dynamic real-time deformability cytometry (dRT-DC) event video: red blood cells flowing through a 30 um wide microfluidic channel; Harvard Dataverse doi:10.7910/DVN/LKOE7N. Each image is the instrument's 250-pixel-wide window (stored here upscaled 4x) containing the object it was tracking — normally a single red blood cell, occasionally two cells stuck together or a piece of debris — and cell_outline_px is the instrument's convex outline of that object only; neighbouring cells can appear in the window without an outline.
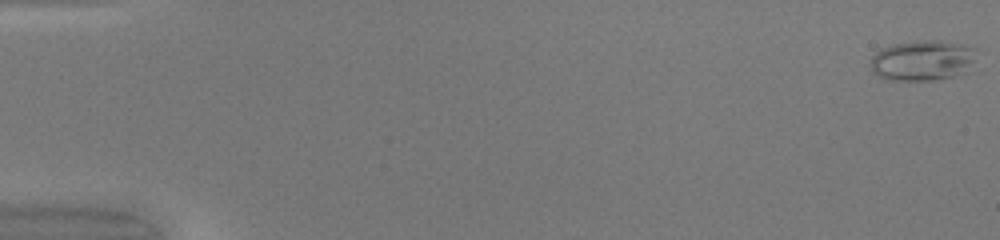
{"species": "common noctule bat (a hibernating species)", "species_latin": "Nyctalus noctula", "temperature_condition": "warm", "stored_images_in_passage": 50, "camera_frame_rate_fps": 3000, "um_per_image_px": 0.085, "animal": {"sex": "female", "body_mass_g": 20.0, "forearm_length_mm": 54.0}, "frame": {"image": 1, "passage_image": 1, "time_ms": 0.0, "image_size_px": [1000, 240], "cell_outline_px": [[976, 48], [972, 60], [964, 72], [952, 76], [936, 80], [884, 80], [872, 72], [872, 56], [880, 48], [892, 44], [924, 40], [944, 40], [964, 44]], "centroid_in_image_um": [78.37, 5.12], "position_along_channel_um": 6.6, "area_um2": 24.91}}
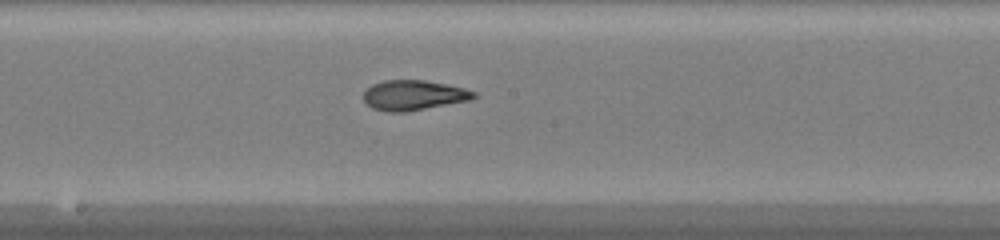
{"frame": {"image": 2, "passage_image": 28, "time_ms": 9.0, "image_size_px": [1000, 240], "cell_outline_px": [[476, 96], [468, 100], [404, 112], [388, 112], [372, 108], [364, 100], [364, 92], [372, 84], [384, 80], [424, 80], [464, 88], [476, 92]], "centroid_in_image_um": [35.12, 8.09], "position_along_channel_um": 213.1, "area_um2": 18.96}}
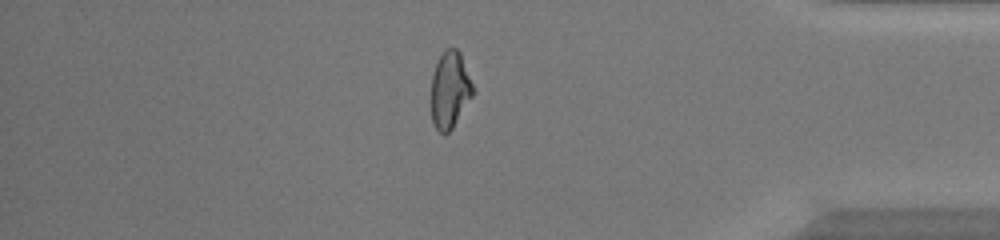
{"frame": {"image": 3, "passage_image": 43, "time_ms": 14.0, "image_size_px": [1000, 240], "cell_outline_px": [[472, 96], [452, 128], [448, 132], [440, 132], [436, 128], [432, 120], [428, 100], [432, 76], [436, 64], [440, 56], [448, 48], [456, 48], [460, 52], [472, 84]], "centroid_in_image_um": [38.18, 7.65], "position_along_channel_um": 397.0, "area_um2": 18.67}, "authors_computed_cell_mechanics": {"area_um2": 20.1144, "velocity_mm_per_s": 4.2342, "shape_relaxation_time_tau1_ms": null, "shape_relaxation_time_tau2_ms": 1.295, "deformation_change_tau1": null, "deformation_change_tau2": 0.0759}}